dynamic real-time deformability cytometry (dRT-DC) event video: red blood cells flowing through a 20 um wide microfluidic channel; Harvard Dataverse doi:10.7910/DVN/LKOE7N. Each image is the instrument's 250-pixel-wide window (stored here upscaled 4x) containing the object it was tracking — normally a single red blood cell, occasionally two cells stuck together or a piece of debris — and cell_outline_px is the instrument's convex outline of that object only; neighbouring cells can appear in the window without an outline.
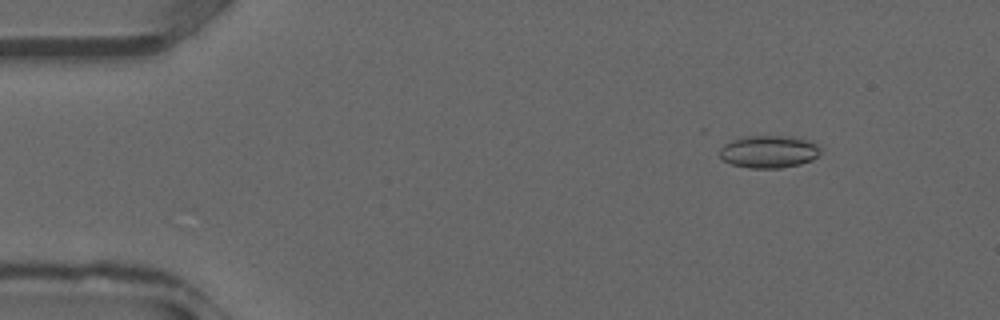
{"species": "common noctule bat (a hibernating species)", "species_latin": "Nyctalus noctula", "temperature_condition": "warm", "stored_images_in_passage": 16, "camera_frame_rate_fps": 3000, "um_per_image_px": 0.085, "animal": {"sex": "male", "forearm_length_mm": 52.5}, "frame": {"image": 1, "passage_image": 5, "time_ms": 1.333, "image_size_px": [1000, 320], "cell_outline_px": [[820, 152], [812, 160], [800, 164], [780, 168], [748, 168], [732, 164], [724, 160], [720, 156], [720, 148], [724, 144], [740, 136], [800, 136], [812, 140], [820, 148]], "centroid_in_image_um": [65.37, 12.87], "position_along_channel_um": 19.6, "area_um2": 19.36}}
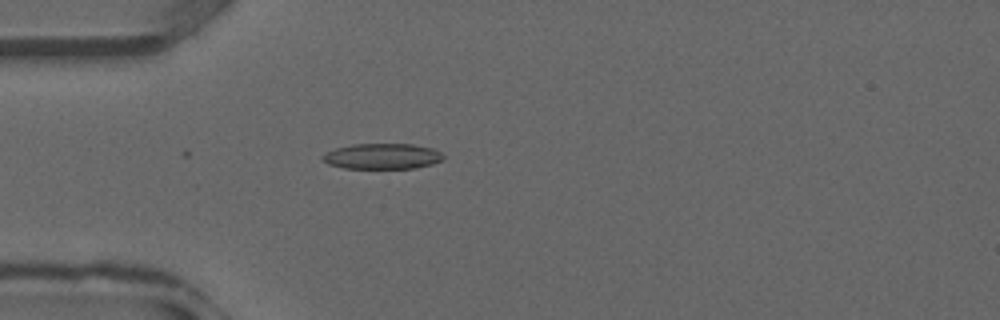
{"frame": {"image": 2, "passage_image": 11, "time_ms": 3.333, "image_size_px": [1000, 320], "cell_outline_px": [[444, 160], [432, 164], [416, 168], [344, 168], [328, 164], [320, 156], [336, 148], [352, 144], [412, 144], [432, 148], [444, 152]], "centroid_in_image_um": [32.55, 13.28], "position_along_channel_um": 52.4, "area_um2": 18.09}}